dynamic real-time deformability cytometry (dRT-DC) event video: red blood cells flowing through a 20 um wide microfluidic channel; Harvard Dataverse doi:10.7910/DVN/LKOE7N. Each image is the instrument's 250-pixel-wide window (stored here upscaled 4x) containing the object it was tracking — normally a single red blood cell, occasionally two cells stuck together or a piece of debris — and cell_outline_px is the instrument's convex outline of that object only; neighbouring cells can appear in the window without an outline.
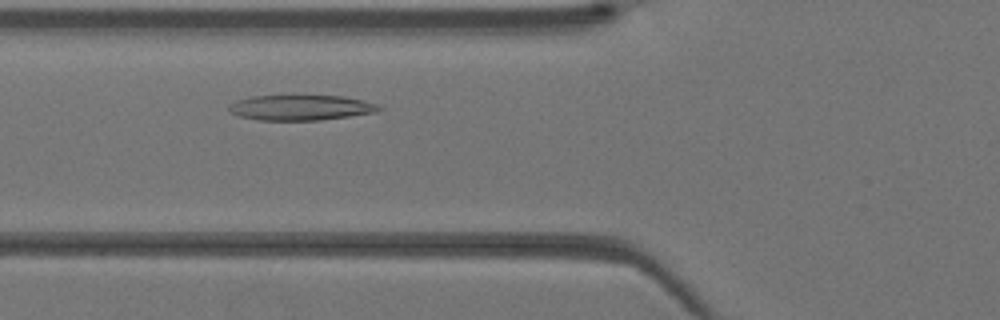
{"species": "Egyptian fruit bat (a non-hibernating species)", "species_latin": "Rousettus aegyptiacus", "temperature_condition": "warm", "stored_images_in_passage": 29, "camera_frame_rate_fps": 3000, "um_per_image_px": 0.085, "animal": {"sex": "female"}, "frame": {"image": 1, "passage_image": 3, "time_ms": 0.667, "image_size_px": [1000, 320], "cell_outline_px": [[384, 108], [380, 112], [320, 120], [256, 120], [240, 116], [232, 112], [228, 108], [228, 104], [252, 96], [344, 96], [364, 100], [376, 104]], "centroid_in_image_um": [25.63, 9.15], "position_along_channel_um": 100.2, "area_um2": 22.08}}
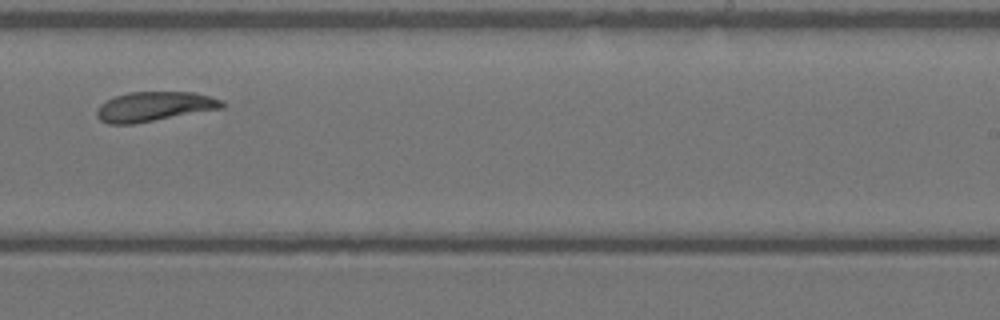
{"frame": {"image": 2, "passage_image": 14, "time_ms": 4.333, "image_size_px": [1000, 320], "cell_outline_px": [[224, 108], [132, 124], [108, 124], [100, 120], [96, 116], [96, 108], [100, 104], [116, 96], [128, 92], [196, 92], [224, 100]], "centroid_in_image_um": [13.12, 9.05], "position_along_channel_um": 275.9, "area_um2": 21.68}}
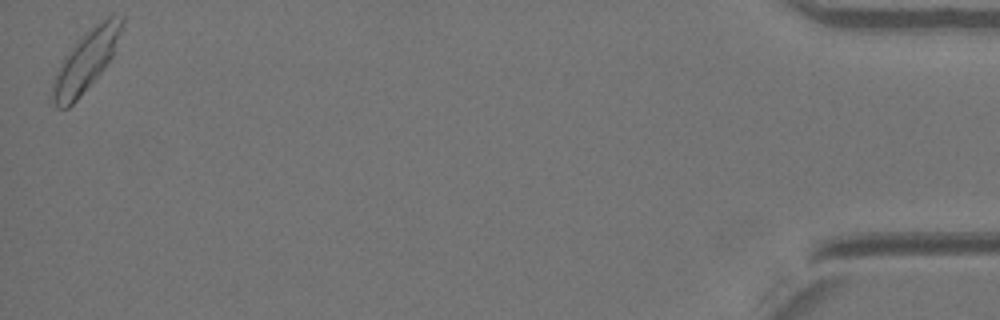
{"frame": {"image": 3, "passage_image": 29, "time_ms": 9.333, "image_size_px": [1000, 320], "cell_outline_px": [[124, 20], [112, 56], [80, 96], [68, 108], [56, 108], [52, 100], [52, 84], [68, 52], [96, 24], [112, 12], [124, 16]], "centroid_in_image_um": [7.32, 5.16], "position_along_channel_um": 427.9, "area_um2": 23.24}}